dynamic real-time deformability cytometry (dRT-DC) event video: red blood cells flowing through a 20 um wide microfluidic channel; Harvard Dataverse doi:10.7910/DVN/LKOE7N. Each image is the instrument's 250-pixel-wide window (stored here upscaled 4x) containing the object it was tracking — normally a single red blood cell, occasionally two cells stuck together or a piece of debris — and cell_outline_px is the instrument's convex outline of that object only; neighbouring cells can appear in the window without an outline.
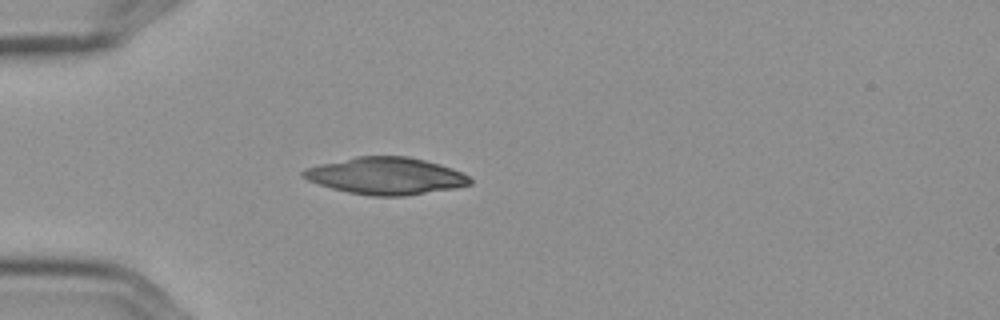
{"species": "Egyptian fruit bat (a non-hibernating species)", "species_latin": "Rousettus aegyptiacus", "temperature_condition": "cold", "stored_images_in_passage": 5, "camera_frame_rate_fps": 3000, "um_per_image_px": 0.085, "frame": {"image": 1, "passage_image": 4, "time_ms": 1.0, "image_size_px": [1000, 320], "cell_outline_px": [[472, 184], [456, 188], [404, 196], [372, 196], [348, 192], [332, 188], [308, 180], [300, 172], [308, 168], [320, 164], [356, 156], [408, 156], [440, 164], [452, 168], [468, 176], [472, 180]], "centroid_in_image_um": [32.83, 14.95], "position_along_channel_um": 52.2, "area_um2": 35.78}}